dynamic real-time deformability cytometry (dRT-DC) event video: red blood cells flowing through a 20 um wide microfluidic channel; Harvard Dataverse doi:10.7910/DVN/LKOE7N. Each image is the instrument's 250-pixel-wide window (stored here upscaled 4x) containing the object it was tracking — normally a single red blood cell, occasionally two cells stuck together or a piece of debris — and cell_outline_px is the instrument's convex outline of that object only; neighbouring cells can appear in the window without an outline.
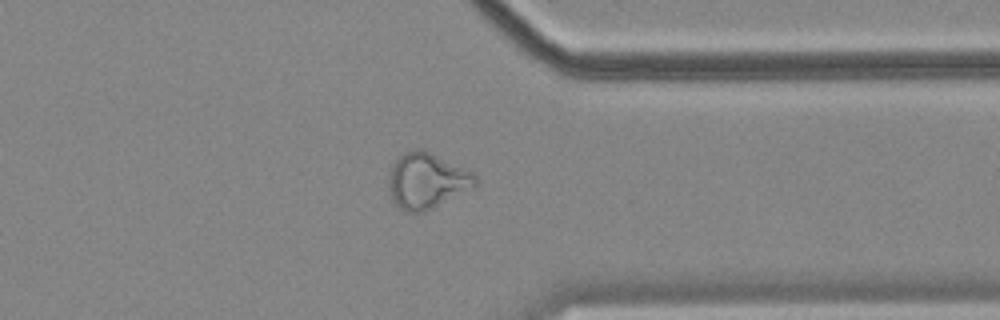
{"species": "common noctule bat (a hibernating species)", "species_latin": "Nyctalus noctula", "temperature_condition": "cold", "stored_images_in_passage": 52, "camera_frame_rate_fps": 3000, "um_per_image_px": 0.085, "animal": {"sex": "female", "body_mass_g": 18.4}, "frame": {"image": 1, "passage_image": 40, "time_ms": 13.0, "image_size_px": [1000, 320], "cell_outline_px": [[476, 188], [424, 212], [408, 212], [400, 208], [392, 200], [388, 188], [388, 176], [392, 164], [400, 156], [416, 148], [420, 148], [472, 172], [476, 176]], "centroid_in_image_um": [36.27, 15.39], "position_along_channel_um": 375.1, "area_um2": 28.03}}
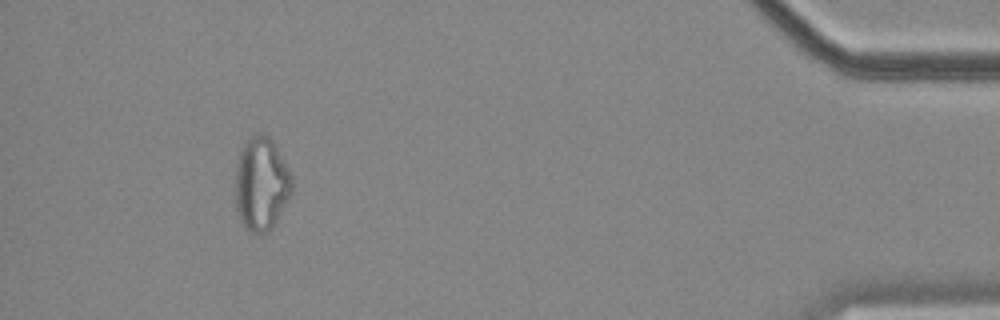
{"frame": {"image": 2, "passage_image": 48, "time_ms": 15.667, "image_size_px": [1000, 320], "cell_outline_px": [[292, 192], [276, 220], [268, 232], [252, 232], [240, 220], [236, 208], [236, 164], [240, 148], [252, 136], [260, 132], [268, 136], [276, 144], [292, 176]], "centroid_in_image_um": [22.21, 15.58], "position_along_channel_um": 413.0, "area_um2": 30.58}, "authors_computed_cell_mechanics": {"area_um2": 28.5243, "velocity_mm_per_s": 3.6106, "shape_relaxation_time_tau1_ms": null, "shape_relaxation_time_tau2_ms": 2.1904, "deformation_change_tau1": null, "deformation_change_tau2": 0.1057}}